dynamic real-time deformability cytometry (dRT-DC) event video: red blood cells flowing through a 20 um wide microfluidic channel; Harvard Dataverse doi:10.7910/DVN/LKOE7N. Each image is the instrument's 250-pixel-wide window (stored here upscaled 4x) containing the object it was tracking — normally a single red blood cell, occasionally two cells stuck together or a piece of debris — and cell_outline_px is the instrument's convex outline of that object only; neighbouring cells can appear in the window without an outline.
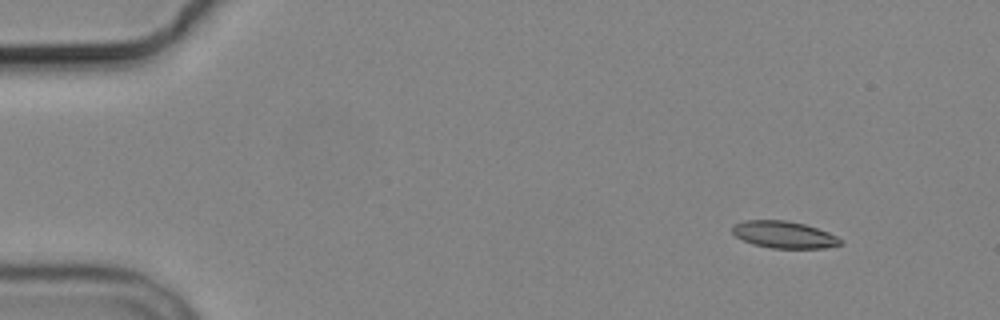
{"species": "common noctule bat (a hibernating species)", "species_latin": "Nyctalus noctula", "temperature_condition": "cold", "stored_images_in_passage": 4, "camera_frame_rate_fps": 3000, "um_per_image_px": 0.085, "animal": {"sex": "male", "body_mass_g": 19.2, "forearm_length_mm": 51.8}, "frame": {"image": 1, "passage_image": 1, "time_ms": 0.0, "image_size_px": [1000, 320], "cell_outline_px": [[844, 244], [824, 248], [772, 248], [752, 244], [736, 236], [732, 232], [732, 224], [744, 220], [788, 220], [804, 224], [828, 232], [844, 240]], "centroid_in_image_um": [66.65, 19.94], "position_along_channel_um": 18.4, "area_um2": 17.11}}
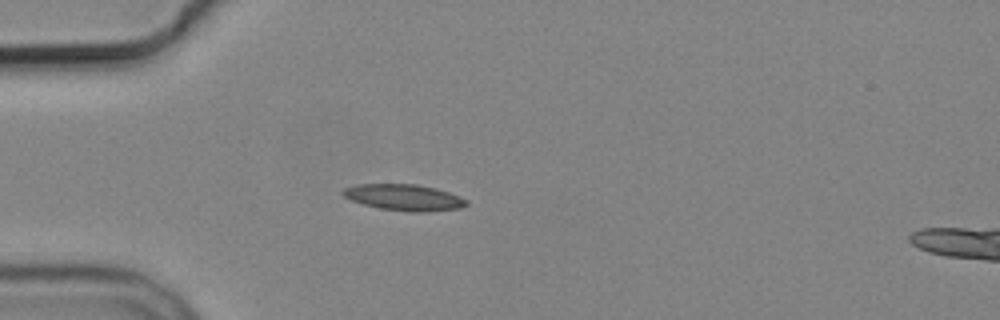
{"frame": {"image": 2, "passage_image": 4, "time_ms": 3.333, "image_size_px": [1000, 320], "cell_outline_px": [[468, 204], [460, 208], [428, 212], [412, 212], [380, 208], [364, 204], [352, 200], [344, 196], [340, 192], [344, 188], [356, 184], [416, 184], [436, 188], [448, 192], [468, 200]], "centroid_in_image_um": [34.35, 16.78], "position_along_channel_um": 50.6, "area_um2": 18.84}}